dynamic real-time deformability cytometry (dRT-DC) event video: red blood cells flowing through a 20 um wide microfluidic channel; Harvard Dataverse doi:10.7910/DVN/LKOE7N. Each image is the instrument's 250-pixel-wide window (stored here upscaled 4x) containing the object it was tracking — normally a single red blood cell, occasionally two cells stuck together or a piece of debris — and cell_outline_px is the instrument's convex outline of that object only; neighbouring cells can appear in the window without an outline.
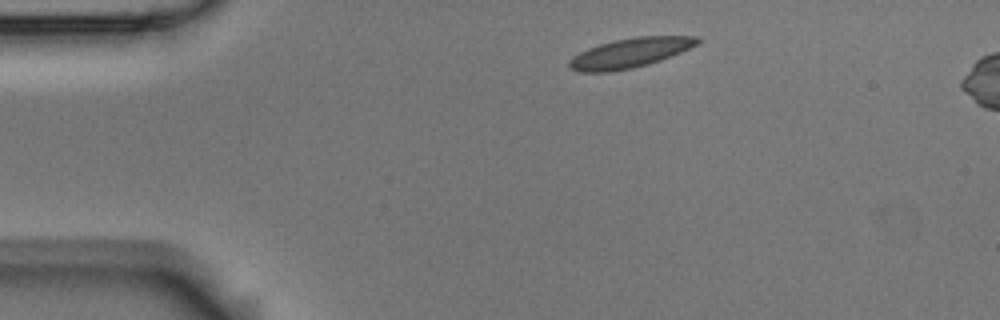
{"species": "Egyptian fruit bat (a non-hibernating species)", "species_latin": "Rousettus aegyptiacus", "temperature_condition": "room temperature", "stored_images_in_passage": 3, "camera_frame_rate_fps": 3000, "um_per_image_px": 0.085, "animal": {"sex": "male"}, "frame": {"image": 1, "passage_image": 1, "time_ms": 0.0, "image_size_px": [1000, 320], "cell_outline_px": [[700, 44], [660, 60], [648, 64], [632, 68], [608, 72], [580, 72], [568, 68], [568, 60], [572, 56], [588, 48], [612, 40], [636, 36], [700, 36]], "centroid_in_image_um": [53.54, 4.49], "position_along_channel_um": 31.5, "area_um2": 22.25}}